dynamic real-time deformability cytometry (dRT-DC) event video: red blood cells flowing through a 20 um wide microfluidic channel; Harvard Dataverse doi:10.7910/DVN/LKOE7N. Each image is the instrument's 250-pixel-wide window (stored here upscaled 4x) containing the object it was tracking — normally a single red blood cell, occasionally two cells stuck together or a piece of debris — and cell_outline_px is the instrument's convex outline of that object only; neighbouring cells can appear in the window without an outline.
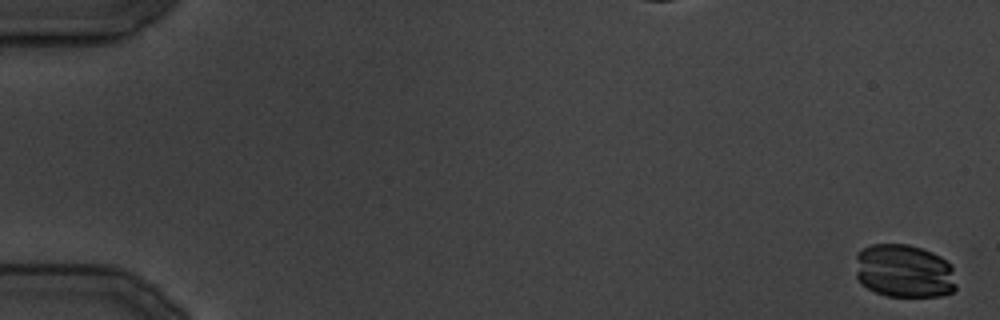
{"species": "common noctule bat (a hibernating species)", "species_latin": "Nyctalus noctula", "temperature_condition": "cold", "stored_images_in_passage": 10, "camera_frame_rate_fps": 3000, "um_per_image_px": 0.085, "animal": {"sex": "male", "body_mass_g": 19.5, "forearm_length_mm": 54.6}, "frame": {"image": 1, "passage_image": 1, "time_ms": 0.0, "image_size_px": [1000, 320], "cell_outline_px": [[956, 288], [952, 292], [940, 296], [888, 296], [876, 292], [860, 284], [856, 276], [856, 256], [864, 248], [872, 244], [908, 244], [932, 252], [940, 256], [952, 264], [956, 284]], "centroid_in_image_um": [76.86, 23.04], "position_along_channel_um": 8.1, "area_um2": 31.56}}